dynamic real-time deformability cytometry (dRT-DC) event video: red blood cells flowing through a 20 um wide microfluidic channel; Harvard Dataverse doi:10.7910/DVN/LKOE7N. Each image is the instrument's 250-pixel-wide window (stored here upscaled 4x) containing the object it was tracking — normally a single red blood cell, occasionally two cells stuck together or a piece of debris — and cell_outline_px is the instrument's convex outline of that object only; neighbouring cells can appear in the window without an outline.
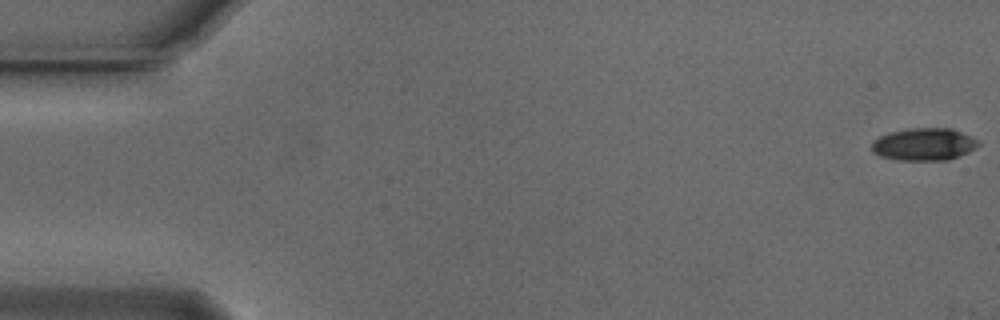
{"species": "Egyptian fruit bat (a non-hibernating species)", "species_latin": "Rousettus aegyptiacus", "temperature_condition": "cold", "stored_images_in_passage": 8, "camera_frame_rate_fps": 3000, "um_per_image_px": 0.085, "animal": {"sex": "male"}, "frame": {"image": 1, "passage_image": 1, "time_ms": 0.0, "image_size_px": [1000, 320], "cell_outline_px": [[980, 144], [976, 148], [968, 152], [948, 160], [896, 160], [880, 156], [872, 152], [872, 140], [888, 132], [908, 128], [952, 128], [976, 140]], "centroid_in_image_um": [78.49, 12.26], "position_along_channel_um": 6.5, "area_um2": 20.17}}